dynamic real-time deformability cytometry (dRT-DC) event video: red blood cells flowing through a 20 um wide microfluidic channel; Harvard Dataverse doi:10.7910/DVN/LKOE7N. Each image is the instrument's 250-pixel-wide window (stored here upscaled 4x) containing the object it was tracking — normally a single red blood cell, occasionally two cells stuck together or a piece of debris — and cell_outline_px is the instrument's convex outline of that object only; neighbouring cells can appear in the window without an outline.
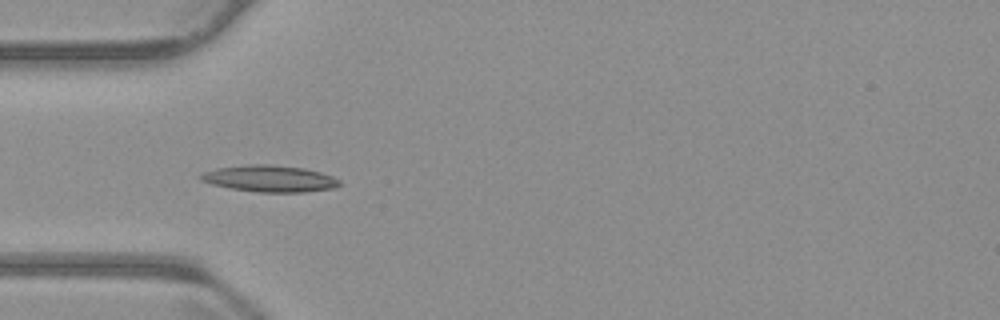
{"species": "common noctule bat (a hibernating species)", "species_latin": "Nyctalus noctula", "temperature_condition": "warm", "stored_images_in_passage": 41, "camera_frame_rate_fps": 3000, "um_per_image_px": 0.085, "animal": {"sex": "male", "body_mass_g": 23.1, "forearm_length_mm": 52.7}, "frame": {"image": 1, "passage_image": 3, "time_ms": 0.667, "image_size_px": [1000, 320], "cell_outline_px": [[340, 184], [336, 188], [304, 192], [256, 192], [232, 188], [212, 184], [200, 180], [200, 176], [204, 172], [216, 168], [248, 164], [272, 164], [304, 168], [320, 172], [332, 176], [340, 180]], "centroid_in_image_um": [22.95, 15.18], "position_along_channel_um": 62.1, "area_um2": 21.5}}
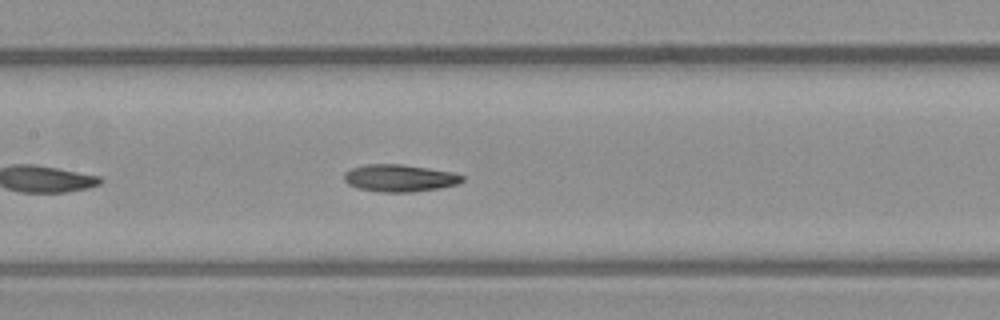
{"frame": {"image": 2, "passage_image": 12, "time_ms": 3.667, "image_size_px": [1000, 320], "cell_outline_px": [[464, 180], [456, 184], [440, 188], [412, 192], [380, 192], [360, 188], [348, 184], [344, 180], [344, 172], [352, 168], [364, 164], [400, 164], [428, 168], [452, 172], [464, 176]], "centroid_in_image_um": [33.96, 15.13], "position_along_channel_um": 173.4, "area_um2": 18.67}}
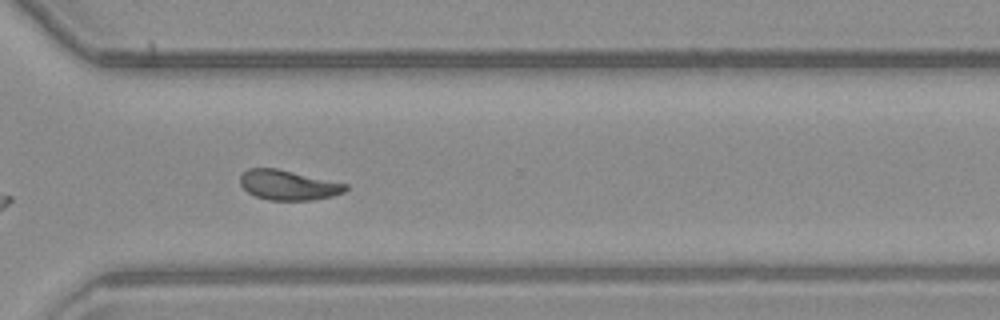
{"frame": {"image": 3, "passage_image": 26, "time_ms": 8.333, "image_size_px": [1000, 320], "cell_outline_px": [[348, 188], [344, 192], [332, 196], [312, 200], [268, 200], [256, 196], [248, 192], [240, 184], [240, 176], [248, 168], [276, 168], [348, 184]], "centroid_in_image_um": [24.5, 15.73], "position_along_channel_um": 346.1, "area_um2": 18.26}, "authors_computed_cell_mechanics": {"area_um2": 18.7272, "velocity_mm_per_s": 3.7132, "shape_relaxation_time_tau1_ms": 6.4267, "shape_relaxation_time_tau2_ms": 3.2345, "deformation_change_tau1": 0.1672, "deformation_change_tau2": 0.0923}}